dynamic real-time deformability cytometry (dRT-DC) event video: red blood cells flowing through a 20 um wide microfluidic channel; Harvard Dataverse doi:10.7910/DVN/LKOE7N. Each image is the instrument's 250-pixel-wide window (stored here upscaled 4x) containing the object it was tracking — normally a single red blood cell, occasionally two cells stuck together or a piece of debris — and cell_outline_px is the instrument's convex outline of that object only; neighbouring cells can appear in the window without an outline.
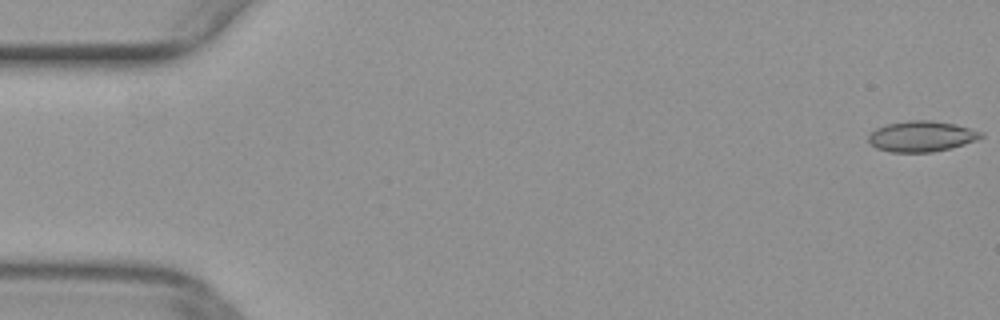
{"species": "common noctule bat (a hibernating species)", "species_latin": "Nyctalus noctula", "temperature_condition": "warm", "stored_images_in_passage": 9, "camera_frame_rate_fps": 3000, "um_per_image_px": 0.085, "animal": {"sex": "female", "body_mass_g": 29.2, "forearm_length_mm": 56.3}, "frame": {"image": 1, "passage_image": 1, "time_ms": 0.0, "image_size_px": [1000, 320], "cell_outline_px": [[984, 136], [976, 140], [964, 144], [932, 152], [892, 152], [876, 148], [868, 140], [868, 136], [876, 128], [888, 124], [912, 120], [932, 120], [956, 124], [980, 132]], "centroid_in_image_um": [78.32, 11.58], "position_along_channel_um": 6.7, "area_um2": 19.83}}